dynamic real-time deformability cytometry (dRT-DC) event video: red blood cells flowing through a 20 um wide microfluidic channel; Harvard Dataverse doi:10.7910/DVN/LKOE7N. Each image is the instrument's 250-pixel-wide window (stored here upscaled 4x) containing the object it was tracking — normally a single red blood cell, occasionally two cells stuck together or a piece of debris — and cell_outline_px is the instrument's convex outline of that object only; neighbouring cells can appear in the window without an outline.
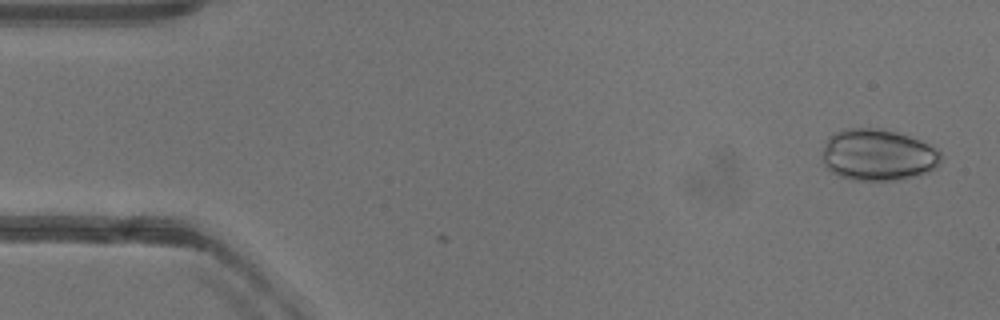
{"species": "common noctule bat (a hibernating species)", "species_latin": "Nyctalus noctula", "temperature_condition": "warm", "stored_images_in_passage": 38, "camera_frame_rate_fps": 3000, "um_per_image_px": 0.085, "animal": {"sex": "female"}, "frame": {"image": 1, "passage_image": 1, "time_ms": 0.0, "image_size_px": [1000, 320], "cell_outline_px": [[940, 164], [936, 168], [920, 176], [900, 180], [852, 180], [840, 176], [832, 172], [824, 164], [824, 144], [828, 136], [836, 132], [848, 128], [880, 128], [896, 132], [908, 136], [928, 144], [936, 148], [940, 152]], "centroid_in_image_um": [74.65, 13.18], "position_along_channel_um": 10.4, "area_um2": 35.72}}
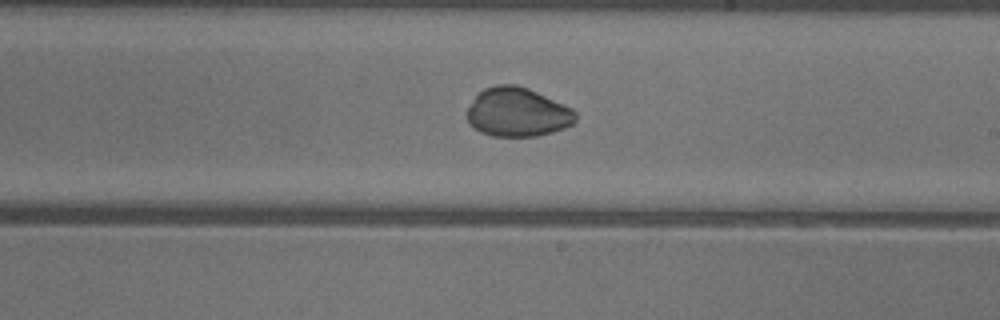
{"frame": {"image": 2, "passage_image": 28, "time_ms": 9.0, "image_size_px": [1000, 320], "cell_outline_px": [[576, 120], [572, 124], [564, 128], [552, 132], [536, 136], [492, 136], [480, 132], [468, 124], [464, 116], [468, 108], [476, 96], [484, 88], [496, 84], [516, 84], [528, 88], [572, 108], [576, 112]], "centroid_in_image_um": [43.95, 9.54], "position_along_channel_um": 245.1, "area_um2": 31.15}}
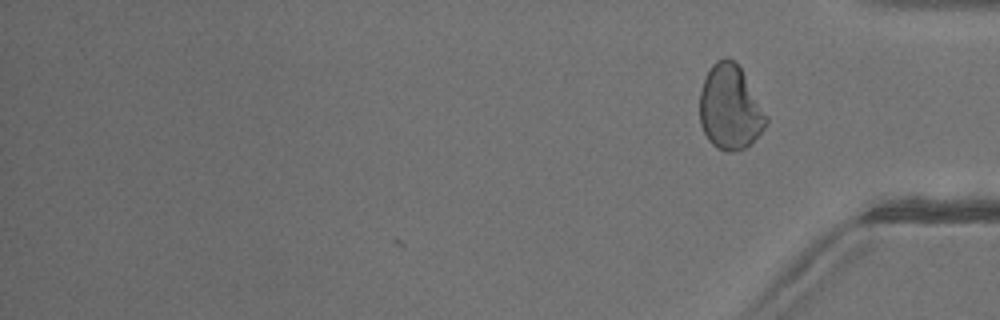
{"frame": {"image": 3, "passage_image": 38, "time_ms": 12.333, "image_size_px": [1000, 320], "cell_outline_px": [[768, 120], [764, 128], [752, 144], [744, 148], [732, 152], [724, 152], [716, 148], [708, 140], [700, 124], [700, 92], [704, 80], [712, 64], [716, 60], [732, 60], [740, 68], [768, 116]], "centroid_in_image_um": [62.06, 9.2], "position_along_channel_um": 373.1, "area_um2": 32.54}}